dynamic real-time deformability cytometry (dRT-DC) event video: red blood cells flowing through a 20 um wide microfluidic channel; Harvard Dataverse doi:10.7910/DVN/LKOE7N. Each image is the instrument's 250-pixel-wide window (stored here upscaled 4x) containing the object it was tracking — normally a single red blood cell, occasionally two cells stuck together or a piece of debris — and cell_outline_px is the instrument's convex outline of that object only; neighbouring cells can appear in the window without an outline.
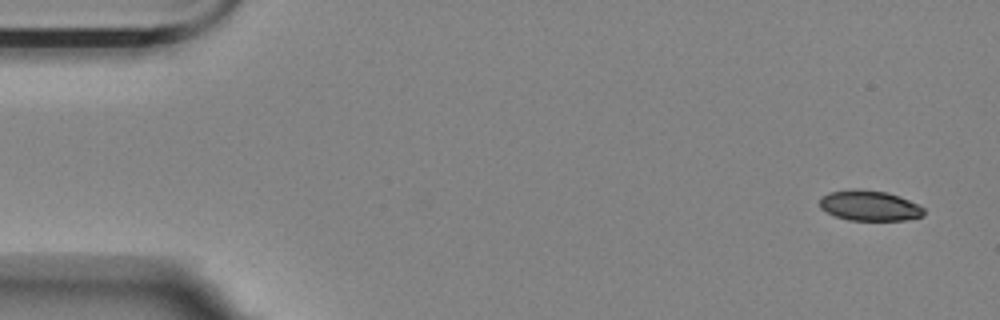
{"species": "Egyptian fruit bat (a non-hibernating species)", "species_latin": "Rousettus aegyptiacus", "temperature_condition": "room temperature", "stored_images_in_passage": 55, "camera_frame_rate_fps": 3000, "um_per_image_px": 0.085, "animal": {"sex": "female"}, "frame": {"image": 1, "passage_image": 1, "time_ms": 0.0, "image_size_px": [1000, 320], "cell_outline_px": [[924, 216], [904, 220], [848, 220], [836, 216], [820, 208], [820, 200], [828, 192], [888, 192], [900, 196], [924, 208]], "centroid_in_image_um": [73.97, 17.53], "position_along_channel_um": 11.0, "area_um2": 17.51}}
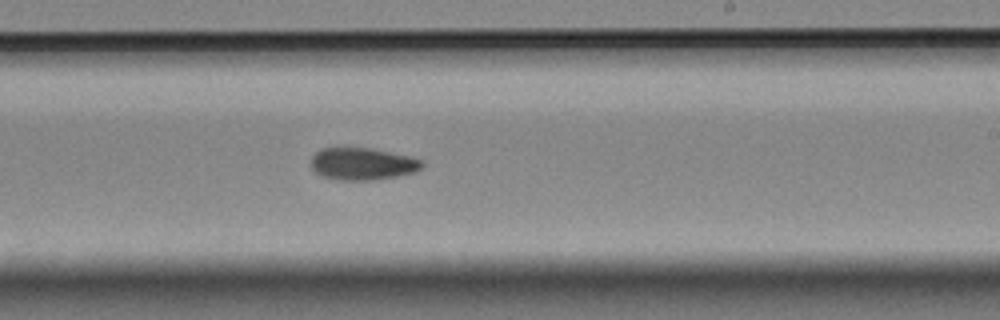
{"frame": {"image": 2, "passage_image": 32, "time_ms": 10.333, "image_size_px": [1000, 320], "cell_outline_px": [[424, 164], [416, 172], [396, 176], [368, 180], [340, 180], [324, 176], [316, 172], [312, 168], [312, 156], [320, 148], [372, 148], [412, 156], [424, 160]], "centroid_in_image_um": [30.86, 13.91], "position_along_channel_um": 258.1, "area_um2": 20.81}}
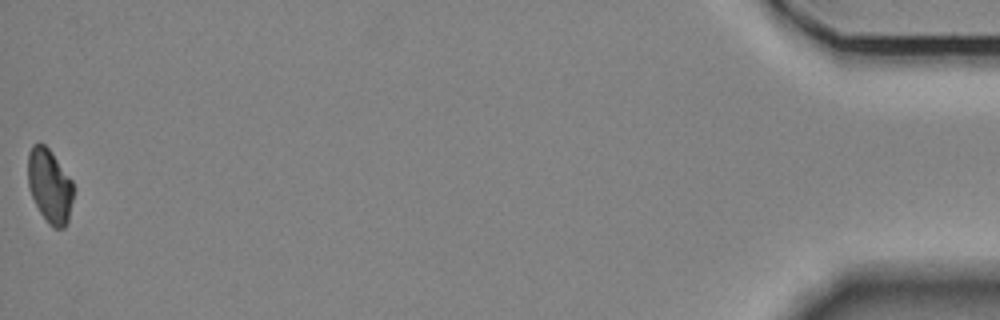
{"frame": {"image": 3, "passage_image": 55, "time_ms": 18.0, "image_size_px": [1000, 320], "cell_outline_px": [[72, 200], [68, 220], [64, 228], [52, 228], [48, 224], [40, 212], [28, 188], [28, 152], [32, 144], [40, 140], [52, 152], [72, 180]], "centroid_in_image_um": [4.2, 15.76], "position_along_channel_um": 431.0, "area_um2": 19.65}, "authors_computed_cell_mechanics": {"area_um2": 20.6346, "velocity_mm_per_s": 3.5075, "shape_relaxation_time_tau1_ms": 3.6741, "shape_relaxation_time_tau2_ms": null, "deformation_change_tau1": 0.0972, "deformation_change_tau2": null}}